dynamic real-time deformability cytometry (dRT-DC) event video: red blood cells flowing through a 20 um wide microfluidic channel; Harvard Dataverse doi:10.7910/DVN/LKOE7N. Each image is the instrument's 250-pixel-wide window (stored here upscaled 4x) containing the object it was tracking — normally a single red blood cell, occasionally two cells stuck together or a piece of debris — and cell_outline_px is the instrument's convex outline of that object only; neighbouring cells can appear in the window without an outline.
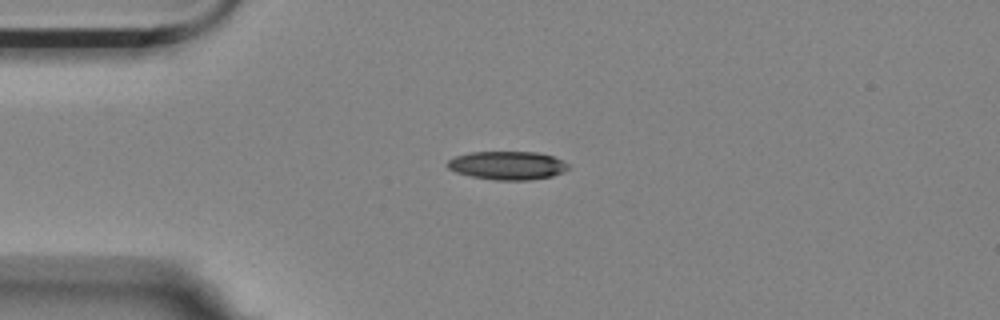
{"species": "Egyptian fruit bat (a non-hibernating species)", "species_latin": "Rousettus aegyptiacus", "temperature_condition": "room temperature", "stored_images_in_passage": 2, "camera_frame_rate_fps": 3000, "um_per_image_px": 0.085, "animal": {"sex": "female"}, "frame": {"image": 1, "passage_image": 1, "time_ms": 0.0, "image_size_px": [1000, 320], "cell_outline_px": [[568, 168], [564, 172], [552, 176], [528, 180], [496, 180], [472, 176], [456, 172], [448, 168], [444, 164], [448, 160], [456, 156], [468, 152], [540, 152], [552, 156], [568, 164]], "centroid_in_image_um": [43.1, 14.06], "position_along_channel_um": 41.9, "area_um2": 20.0}}